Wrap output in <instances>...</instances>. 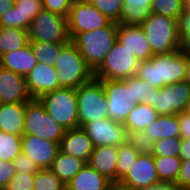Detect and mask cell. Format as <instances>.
<instances>
[{
	"label": "cell",
	"mask_w": 190,
	"mask_h": 190,
	"mask_svg": "<svg viewBox=\"0 0 190 190\" xmlns=\"http://www.w3.org/2000/svg\"><path fill=\"white\" fill-rule=\"evenodd\" d=\"M86 164L87 162L82 159L63 154L59 151L49 170L67 184Z\"/></svg>",
	"instance_id": "obj_27"
},
{
	"label": "cell",
	"mask_w": 190,
	"mask_h": 190,
	"mask_svg": "<svg viewBox=\"0 0 190 190\" xmlns=\"http://www.w3.org/2000/svg\"><path fill=\"white\" fill-rule=\"evenodd\" d=\"M57 70L54 66L39 62L25 76L27 89L32 98L60 88L57 78Z\"/></svg>",
	"instance_id": "obj_16"
},
{
	"label": "cell",
	"mask_w": 190,
	"mask_h": 190,
	"mask_svg": "<svg viewBox=\"0 0 190 190\" xmlns=\"http://www.w3.org/2000/svg\"><path fill=\"white\" fill-rule=\"evenodd\" d=\"M172 190H190V189H187L186 187L174 186V187L172 188Z\"/></svg>",
	"instance_id": "obj_53"
},
{
	"label": "cell",
	"mask_w": 190,
	"mask_h": 190,
	"mask_svg": "<svg viewBox=\"0 0 190 190\" xmlns=\"http://www.w3.org/2000/svg\"><path fill=\"white\" fill-rule=\"evenodd\" d=\"M24 76L0 66V104L31 100Z\"/></svg>",
	"instance_id": "obj_18"
},
{
	"label": "cell",
	"mask_w": 190,
	"mask_h": 190,
	"mask_svg": "<svg viewBox=\"0 0 190 190\" xmlns=\"http://www.w3.org/2000/svg\"><path fill=\"white\" fill-rule=\"evenodd\" d=\"M33 190H66V184L49 169L35 173Z\"/></svg>",
	"instance_id": "obj_34"
},
{
	"label": "cell",
	"mask_w": 190,
	"mask_h": 190,
	"mask_svg": "<svg viewBox=\"0 0 190 190\" xmlns=\"http://www.w3.org/2000/svg\"><path fill=\"white\" fill-rule=\"evenodd\" d=\"M179 157L181 160H190V138H181Z\"/></svg>",
	"instance_id": "obj_47"
},
{
	"label": "cell",
	"mask_w": 190,
	"mask_h": 190,
	"mask_svg": "<svg viewBox=\"0 0 190 190\" xmlns=\"http://www.w3.org/2000/svg\"><path fill=\"white\" fill-rule=\"evenodd\" d=\"M54 68L57 70L60 88L77 89L94 78V71L72 41L61 48Z\"/></svg>",
	"instance_id": "obj_3"
},
{
	"label": "cell",
	"mask_w": 190,
	"mask_h": 190,
	"mask_svg": "<svg viewBox=\"0 0 190 190\" xmlns=\"http://www.w3.org/2000/svg\"><path fill=\"white\" fill-rule=\"evenodd\" d=\"M140 26L153 55L167 54L181 49L178 20L151 13Z\"/></svg>",
	"instance_id": "obj_4"
},
{
	"label": "cell",
	"mask_w": 190,
	"mask_h": 190,
	"mask_svg": "<svg viewBox=\"0 0 190 190\" xmlns=\"http://www.w3.org/2000/svg\"><path fill=\"white\" fill-rule=\"evenodd\" d=\"M174 186L190 189V160H182L181 168Z\"/></svg>",
	"instance_id": "obj_45"
},
{
	"label": "cell",
	"mask_w": 190,
	"mask_h": 190,
	"mask_svg": "<svg viewBox=\"0 0 190 190\" xmlns=\"http://www.w3.org/2000/svg\"><path fill=\"white\" fill-rule=\"evenodd\" d=\"M117 158V147L110 145L95 146L87 164L111 182H116Z\"/></svg>",
	"instance_id": "obj_21"
},
{
	"label": "cell",
	"mask_w": 190,
	"mask_h": 190,
	"mask_svg": "<svg viewBox=\"0 0 190 190\" xmlns=\"http://www.w3.org/2000/svg\"><path fill=\"white\" fill-rule=\"evenodd\" d=\"M15 5V0H0V18Z\"/></svg>",
	"instance_id": "obj_49"
},
{
	"label": "cell",
	"mask_w": 190,
	"mask_h": 190,
	"mask_svg": "<svg viewBox=\"0 0 190 190\" xmlns=\"http://www.w3.org/2000/svg\"><path fill=\"white\" fill-rule=\"evenodd\" d=\"M67 20L71 40L79 33L106 27L111 22L89 1H73Z\"/></svg>",
	"instance_id": "obj_12"
},
{
	"label": "cell",
	"mask_w": 190,
	"mask_h": 190,
	"mask_svg": "<svg viewBox=\"0 0 190 190\" xmlns=\"http://www.w3.org/2000/svg\"><path fill=\"white\" fill-rule=\"evenodd\" d=\"M74 1H89L90 2L91 0H74Z\"/></svg>",
	"instance_id": "obj_55"
},
{
	"label": "cell",
	"mask_w": 190,
	"mask_h": 190,
	"mask_svg": "<svg viewBox=\"0 0 190 190\" xmlns=\"http://www.w3.org/2000/svg\"><path fill=\"white\" fill-rule=\"evenodd\" d=\"M66 129L55 121L38 98L26 102L23 134L57 142L60 144Z\"/></svg>",
	"instance_id": "obj_7"
},
{
	"label": "cell",
	"mask_w": 190,
	"mask_h": 190,
	"mask_svg": "<svg viewBox=\"0 0 190 190\" xmlns=\"http://www.w3.org/2000/svg\"><path fill=\"white\" fill-rule=\"evenodd\" d=\"M174 184L168 181H159L145 188H140L136 190H172Z\"/></svg>",
	"instance_id": "obj_48"
},
{
	"label": "cell",
	"mask_w": 190,
	"mask_h": 190,
	"mask_svg": "<svg viewBox=\"0 0 190 190\" xmlns=\"http://www.w3.org/2000/svg\"><path fill=\"white\" fill-rule=\"evenodd\" d=\"M79 127L97 119L109 118L101 80L95 77L76 89Z\"/></svg>",
	"instance_id": "obj_6"
},
{
	"label": "cell",
	"mask_w": 190,
	"mask_h": 190,
	"mask_svg": "<svg viewBox=\"0 0 190 190\" xmlns=\"http://www.w3.org/2000/svg\"><path fill=\"white\" fill-rule=\"evenodd\" d=\"M74 0H42L44 10L68 17Z\"/></svg>",
	"instance_id": "obj_42"
},
{
	"label": "cell",
	"mask_w": 190,
	"mask_h": 190,
	"mask_svg": "<svg viewBox=\"0 0 190 190\" xmlns=\"http://www.w3.org/2000/svg\"><path fill=\"white\" fill-rule=\"evenodd\" d=\"M117 151L116 182H120L129 172L140 153L127 143L117 147Z\"/></svg>",
	"instance_id": "obj_33"
},
{
	"label": "cell",
	"mask_w": 190,
	"mask_h": 190,
	"mask_svg": "<svg viewBox=\"0 0 190 190\" xmlns=\"http://www.w3.org/2000/svg\"><path fill=\"white\" fill-rule=\"evenodd\" d=\"M42 10V0H15V5L0 18V27L22 28L28 31L31 21Z\"/></svg>",
	"instance_id": "obj_17"
},
{
	"label": "cell",
	"mask_w": 190,
	"mask_h": 190,
	"mask_svg": "<svg viewBox=\"0 0 190 190\" xmlns=\"http://www.w3.org/2000/svg\"><path fill=\"white\" fill-rule=\"evenodd\" d=\"M38 63L33 49L30 45L4 53L0 56V66L15 72L21 76H26Z\"/></svg>",
	"instance_id": "obj_22"
},
{
	"label": "cell",
	"mask_w": 190,
	"mask_h": 190,
	"mask_svg": "<svg viewBox=\"0 0 190 190\" xmlns=\"http://www.w3.org/2000/svg\"><path fill=\"white\" fill-rule=\"evenodd\" d=\"M22 153L34 161L39 170L49 169L59 150V143L35 135L23 134Z\"/></svg>",
	"instance_id": "obj_14"
},
{
	"label": "cell",
	"mask_w": 190,
	"mask_h": 190,
	"mask_svg": "<svg viewBox=\"0 0 190 190\" xmlns=\"http://www.w3.org/2000/svg\"><path fill=\"white\" fill-rule=\"evenodd\" d=\"M117 40L139 61L149 60L153 56L141 26L118 24Z\"/></svg>",
	"instance_id": "obj_19"
},
{
	"label": "cell",
	"mask_w": 190,
	"mask_h": 190,
	"mask_svg": "<svg viewBox=\"0 0 190 190\" xmlns=\"http://www.w3.org/2000/svg\"><path fill=\"white\" fill-rule=\"evenodd\" d=\"M21 137L0 131V160L13 162L22 153Z\"/></svg>",
	"instance_id": "obj_32"
},
{
	"label": "cell",
	"mask_w": 190,
	"mask_h": 190,
	"mask_svg": "<svg viewBox=\"0 0 190 190\" xmlns=\"http://www.w3.org/2000/svg\"><path fill=\"white\" fill-rule=\"evenodd\" d=\"M38 99L45 111L66 130L79 127L76 89L59 88Z\"/></svg>",
	"instance_id": "obj_5"
},
{
	"label": "cell",
	"mask_w": 190,
	"mask_h": 190,
	"mask_svg": "<svg viewBox=\"0 0 190 190\" xmlns=\"http://www.w3.org/2000/svg\"><path fill=\"white\" fill-rule=\"evenodd\" d=\"M186 53L181 49L167 54L153 55L149 60L140 61L137 77L160 89L165 85L185 80Z\"/></svg>",
	"instance_id": "obj_1"
},
{
	"label": "cell",
	"mask_w": 190,
	"mask_h": 190,
	"mask_svg": "<svg viewBox=\"0 0 190 190\" xmlns=\"http://www.w3.org/2000/svg\"><path fill=\"white\" fill-rule=\"evenodd\" d=\"M99 80L105 91L109 118L123 123L138 104L137 100H133L132 77L124 80Z\"/></svg>",
	"instance_id": "obj_10"
},
{
	"label": "cell",
	"mask_w": 190,
	"mask_h": 190,
	"mask_svg": "<svg viewBox=\"0 0 190 190\" xmlns=\"http://www.w3.org/2000/svg\"><path fill=\"white\" fill-rule=\"evenodd\" d=\"M185 81L190 85V54H186V75Z\"/></svg>",
	"instance_id": "obj_51"
},
{
	"label": "cell",
	"mask_w": 190,
	"mask_h": 190,
	"mask_svg": "<svg viewBox=\"0 0 190 190\" xmlns=\"http://www.w3.org/2000/svg\"><path fill=\"white\" fill-rule=\"evenodd\" d=\"M139 60L118 40L106 55L101 65L94 71L96 79L124 80L138 72Z\"/></svg>",
	"instance_id": "obj_8"
},
{
	"label": "cell",
	"mask_w": 190,
	"mask_h": 190,
	"mask_svg": "<svg viewBox=\"0 0 190 190\" xmlns=\"http://www.w3.org/2000/svg\"><path fill=\"white\" fill-rule=\"evenodd\" d=\"M34 55L39 62L54 66L64 43H53L44 41H29Z\"/></svg>",
	"instance_id": "obj_31"
},
{
	"label": "cell",
	"mask_w": 190,
	"mask_h": 190,
	"mask_svg": "<svg viewBox=\"0 0 190 190\" xmlns=\"http://www.w3.org/2000/svg\"><path fill=\"white\" fill-rule=\"evenodd\" d=\"M111 181L86 164L67 184L66 190H109Z\"/></svg>",
	"instance_id": "obj_24"
},
{
	"label": "cell",
	"mask_w": 190,
	"mask_h": 190,
	"mask_svg": "<svg viewBox=\"0 0 190 190\" xmlns=\"http://www.w3.org/2000/svg\"><path fill=\"white\" fill-rule=\"evenodd\" d=\"M160 181L176 183L182 160L179 156H153Z\"/></svg>",
	"instance_id": "obj_30"
},
{
	"label": "cell",
	"mask_w": 190,
	"mask_h": 190,
	"mask_svg": "<svg viewBox=\"0 0 190 190\" xmlns=\"http://www.w3.org/2000/svg\"><path fill=\"white\" fill-rule=\"evenodd\" d=\"M126 143L140 154H152L154 142L144 131H128Z\"/></svg>",
	"instance_id": "obj_36"
},
{
	"label": "cell",
	"mask_w": 190,
	"mask_h": 190,
	"mask_svg": "<svg viewBox=\"0 0 190 190\" xmlns=\"http://www.w3.org/2000/svg\"><path fill=\"white\" fill-rule=\"evenodd\" d=\"M90 2L112 22L119 23L123 0H91Z\"/></svg>",
	"instance_id": "obj_37"
},
{
	"label": "cell",
	"mask_w": 190,
	"mask_h": 190,
	"mask_svg": "<svg viewBox=\"0 0 190 190\" xmlns=\"http://www.w3.org/2000/svg\"><path fill=\"white\" fill-rule=\"evenodd\" d=\"M184 10L183 0H152L151 12L179 19Z\"/></svg>",
	"instance_id": "obj_35"
},
{
	"label": "cell",
	"mask_w": 190,
	"mask_h": 190,
	"mask_svg": "<svg viewBox=\"0 0 190 190\" xmlns=\"http://www.w3.org/2000/svg\"><path fill=\"white\" fill-rule=\"evenodd\" d=\"M117 30L118 23L111 21L106 27L79 33L71 40L93 71L117 41Z\"/></svg>",
	"instance_id": "obj_2"
},
{
	"label": "cell",
	"mask_w": 190,
	"mask_h": 190,
	"mask_svg": "<svg viewBox=\"0 0 190 190\" xmlns=\"http://www.w3.org/2000/svg\"><path fill=\"white\" fill-rule=\"evenodd\" d=\"M93 144L86 131L82 127L72 128L65 131L59 150L66 155L89 161L93 152Z\"/></svg>",
	"instance_id": "obj_20"
},
{
	"label": "cell",
	"mask_w": 190,
	"mask_h": 190,
	"mask_svg": "<svg viewBox=\"0 0 190 190\" xmlns=\"http://www.w3.org/2000/svg\"><path fill=\"white\" fill-rule=\"evenodd\" d=\"M109 190H135V189L125 186L121 182H112Z\"/></svg>",
	"instance_id": "obj_50"
},
{
	"label": "cell",
	"mask_w": 190,
	"mask_h": 190,
	"mask_svg": "<svg viewBox=\"0 0 190 190\" xmlns=\"http://www.w3.org/2000/svg\"><path fill=\"white\" fill-rule=\"evenodd\" d=\"M155 86L148 81H143L137 76L132 77V93L133 100H137L138 104H147L151 106L152 90Z\"/></svg>",
	"instance_id": "obj_38"
},
{
	"label": "cell",
	"mask_w": 190,
	"mask_h": 190,
	"mask_svg": "<svg viewBox=\"0 0 190 190\" xmlns=\"http://www.w3.org/2000/svg\"><path fill=\"white\" fill-rule=\"evenodd\" d=\"M183 4L185 8L190 9V0H183Z\"/></svg>",
	"instance_id": "obj_52"
},
{
	"label": "cell",
	"mask_w": 190,
	"mask_h": 190,
	"mask_svg": "<svg viewBox=\"0 0 190 190\" xmlns=\"http://www.w3.org/2000/svg\"><path fill=\"white\" fill-rule=\"evenodd\" d=\"M152 0H123L119 23L140 26L151 12Z\"/></svg>",
	"instance_id": "obj_26"
},
{
	"label": "cell",
	"mask_w": 190,
	"mask_h": 190,
	"mask_svg": "<svg viewBox=\"0 0 190 190\" xmlns=\"http://www.w3.org/2000/svg\"><path fill=\"white\" fill-rule=\"evenodd\" d=\"M190 98V85L184 80L152 90L151 106L159 115H178L185 112Z\"/></svg>",
	"instance_id": "obj_11"
},
{
	"label": "cell",
	"mask_w": 190,
	"mask_h": 190,
	"mask_svg": "<svg viewBox=\"0 0 190 190\" xmlns=\"http://www.w3.org/2000/svg\"><path fill=\"white\" fill-rule=\"evenodd\" d=\"M180 126V138H190V114L182 112L178 114Z\"/></svg>",
	"instance_id": "obj_46"
},
{
	"label": "cell",
	"mask_w": 190,
	"mask_h": 190,
	"mask_svg": "<svg viewBox=\"0 0 190 190\" xmlns=\"http://www.w3.org/2000/svg\"><path fill=\"white\" fill-rule=\"evenodd\" d=\"M29 44L28 31L22 28L0 27V56Z\"/></svg>",
	"instance_id": "obj_29"
},
{
	"label": "cell",
	"mask_w": 190,
	"mask_h": 190,
	"mask_svg": "<svg viewBox=\"0 0 190 190\" xmlns=\"http://www.w3.org/2000/svg\"><path fill=\"white\" fill-rule=\"evenodd\" d=\"M93 146L110 145L119 147L126 143L127 129L122 122L110 118L97 119L82 127Z\"/></svg>",
	"instance_id": "obj_13"
},
{
	"label": "cell",
	"mask_w": 190,
	"mask_h": 190,
	"mask_svg": "<svg viewBox=\"0 0 190 190\" xmlns=\"http://www.w3.org/2000/svg\"><path fill=\"white\" fill-rule=\"evenodd\" d=\"M16 174V170L12 162H4L0 160V190H4L10 179Z\"/></svg>",
	"instance_id": "obj_44"
},
{
	"label": "cell",
	"mask_w": 190,
	"mask_h": 190,
	"mask_svg": "<svg viewBox=\"0 0 190 190\" xmlns=\"http://www.w3.org/2000/svg\"><path fill=\"white\" fill-rule=\"evenodd\" d=\"M159 181L153 155L139 154L129 172L120 182L136 190Z\"/></svg>",
	"instance_id": "obj_15"
},
{
	"label": "cell",
	"mask_w": 190,
	"mask_h": 190,
	"mask_svg": "<svg viewBox=\"0 0 190 190\" xmlns=\"http://www.w3.org/2000/svg\"><path fill=\"white\" fill-rule=\"evenodd\" d=\"M181 138H164L154 142L153 156H179Z\"/></svg>",
	"instance_id": "obj_39"
},
{
	"label": "cell",
	"mask_w": 190,
	"mask_h": 190,
	"mask_svg": "<svg viewBox=\"0 0 190 190\" xmlns=\"http://www.w3.org/2000/svg\"><path fill=\"white\" fill-rule=\"evenodd\" d=\"M185 112H187V113L190 114V98H189V100H188V102H187Z\"/></svg>",
	"instance_id": "obj_54"
},
{
	"label": "cell",
	"mask_w": 190,
	"mask_h": 190,
	"mask_svg": "<svg viewBox=\"0 0 190 190\" xmlns=\"http://www.w3.org/2000/svg\"><path fill=\"white\" fill-rule=\"evenodd\" d=\"M158 116V112L152 106L144 103L136 104L123 122V125L127 131H143L146 127L150 126Z\"/></svg>",
	"instance_id": "obj_28"
},
{
	"label": "cell",
	"mask_w": 190,
	"mask_h": 190,
	"mask_svg": "<svg viewBox=\"0 0 190 190\" xmlns=\"http://www.w3.org/2000/svg\"><path fill=\"white\" fill-rule=\"evenodd\" d=\"M34 177L35 174L16 172L4 190H33Z\"/></svg>",
	"instance_id": "obj_41"
},
{
	"label": "cell",
	"mask_w": 190,
	"mask_h": 190,
	"mask_svg": "<svg viewBox=\"0 0 190 190\" xmlns=\"http://www.w3.org/2000/svg\"><path fill=\"white\" fill-rule=\"evenodd\" d=\"M12 163L18 173L27 172L29 174H35L39 170L34 161L23 153L19 154Z\"/></svg>",
	"instance_id": "obj_43"
},
{
	"label": "cell",
	"mask_w": 190,
	"mask_h": 190,
	"mask_svg": "<svg viewBox=\"0 0 190 190\" xmlns=\"http://www.w3.org/2000/svg\"><path fill=\"white\" fill-rule=\"evenodd\" d=\"M28 37L29 41L67 44L71 41L67 17L43 9L31 21Z\"/></svg>",
	"instance_id": "obj_9"
},
{
	"label": "cell",
	"mask_w": 190,
	"mask_h": 190,
	"mask_svg": "<svg viewBox=\"0 0 190 190\" xmlns=\"http://www.w3.org/2000/svg\"><path fill=\"white\" fill-rule=\"evenodd\" d=\"M178 33L181 42V50L190 54V9L185 8L178 19Z\"/></svg>",
	"instance_id": "obj_40"
},
{
	"label": "cell",
	"mask_w": 190,
	"mask_h": 190,
	"mask_svg": "<svg viewBox=\"0 0 190 190\" xmlns=\"http://www.w3.org/2000/svg\"><path fill=\"white\" fill-rule=\"evenodd\" d=\"M26 102L0 104V131L22 136Z\"/></svg>",
	"instance_id": "obj_23"
},
{
	"label": "cell",
	"mask_w": 190,
	"mask_h": 190,
	"mask_svg": "<svg viewBox=\"0 0 190 190\" xmlns=\"http://www.w3.org/2000/svg\"><path fill=\"white\" fill-rule=\"evenodd\" d=\"M143 131L153 142L164 138L180 137L178 115H159L158 118Z\"/></svg>",
	"instance_id": "obj_25"
}]
</instances>
